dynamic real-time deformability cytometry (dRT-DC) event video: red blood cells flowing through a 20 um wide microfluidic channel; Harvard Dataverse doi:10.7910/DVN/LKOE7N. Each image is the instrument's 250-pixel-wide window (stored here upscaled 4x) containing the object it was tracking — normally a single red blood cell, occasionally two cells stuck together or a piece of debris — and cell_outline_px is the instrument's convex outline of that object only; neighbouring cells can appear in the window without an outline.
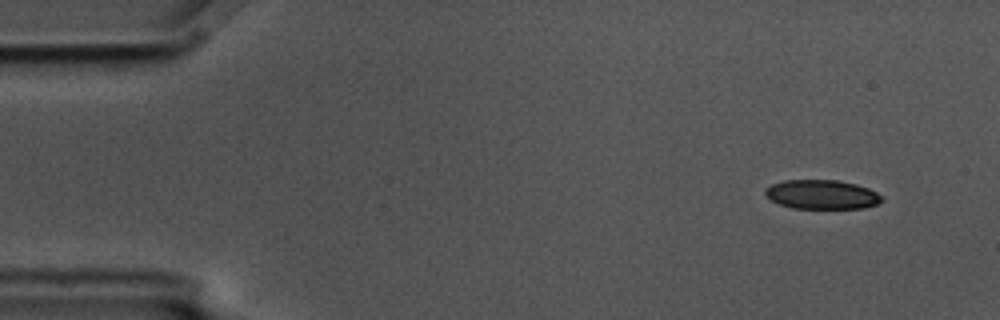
{"species": "common noctule bat (a hibernating species)", "species_latin": "Nyctalus noctula", "temperature_condition": "cold", "stored_images_in_passage": 8, "camera_frame_rate_fps": 3000, "um_per_image_px": 0.085, "animal": {"sex": "male", "body_mass_g": 17.5, "forearm_length_mm": 52.3}, "frame": {"image": 1, "passage_image": 1, "time_ms": 0.0, "image_size_px": [1000, 320], "cell_outline_px": [[884, 200], [876, 204], [864, 208], [792, 208], [780, 204], [764, 196], [764, 188], [772, 184], [784, 180], [836, 180], [856, 184], [868, 188], [884, 196]], "centroid_in_image_um": [69.85, 16.53], "position_along_channel_um": 15.1, "area_um2": 19.94}}
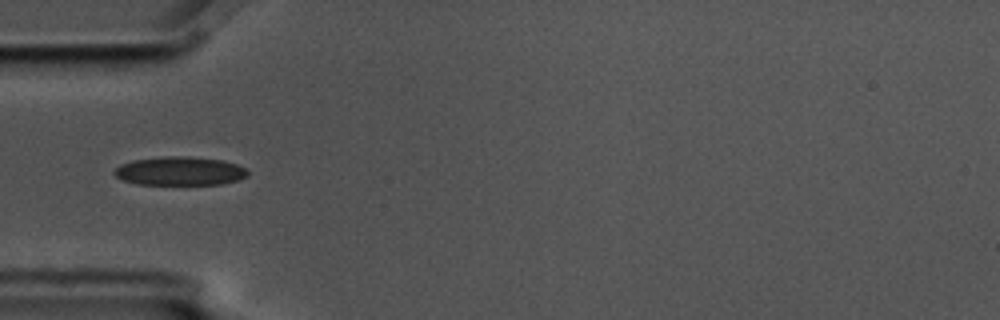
{"frame": {"image": 2, "passage_image": 4, "time_ms": 1.0, "image_size_px": [1000, 320], "cell_outline_px": [[248, 176], [240, 180], [220, 184], [136, 184], [124, 180], [116, 176], [112, 172], [120, 164], [132, 160], [164, 156], [188, 156], [220, 160], [236, 164], [244, 168], [248, 172]], "centroid_in_image_um": [15.27, 14.54], "position_along_channel_um": 69.7, "area_um2": 22.25}}